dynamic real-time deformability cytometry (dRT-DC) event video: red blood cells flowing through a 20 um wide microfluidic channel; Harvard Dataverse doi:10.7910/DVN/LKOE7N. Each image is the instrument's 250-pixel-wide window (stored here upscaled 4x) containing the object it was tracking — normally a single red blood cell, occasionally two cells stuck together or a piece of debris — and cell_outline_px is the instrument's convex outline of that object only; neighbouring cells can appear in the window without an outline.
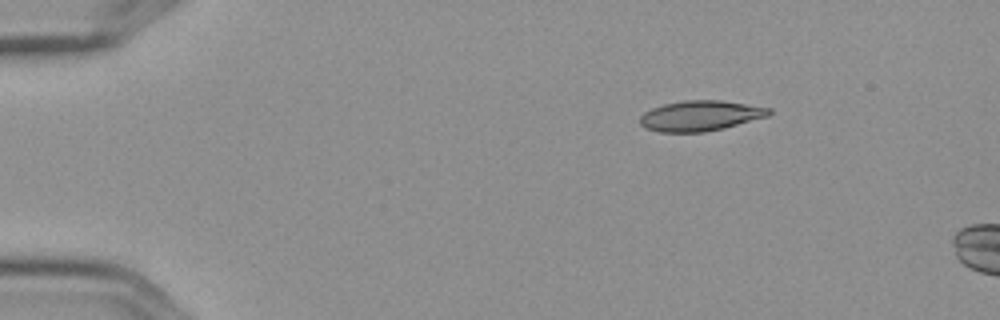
{"species": "Egyptian fruit bat (a non-hibernating species)", "species_latin": "Rousettus aegyptiacus", "temperature_condition": "cold", "stored_images_in_passage": 4, "camera_frame_rate_fps": 3000, "um_per_image_px": 0.085, "frame": {"image": 1, "passage_image": 1, "time_ms": 0.0, "image_size_px": [1000, 320], "cell_outline_px": [[772, 112], [768, 116], [724, 128], [704, 132], [660, 132], [644, 128], [640, 124], [640, 116], [644, 112], [652, 108], [664, 104], [684, 100], [720, 100], [772, 108]], "centroid_in_image_um": [59.52, 9.84], "position_along_channel_um": 25.5, "area_um2": 22.83}}